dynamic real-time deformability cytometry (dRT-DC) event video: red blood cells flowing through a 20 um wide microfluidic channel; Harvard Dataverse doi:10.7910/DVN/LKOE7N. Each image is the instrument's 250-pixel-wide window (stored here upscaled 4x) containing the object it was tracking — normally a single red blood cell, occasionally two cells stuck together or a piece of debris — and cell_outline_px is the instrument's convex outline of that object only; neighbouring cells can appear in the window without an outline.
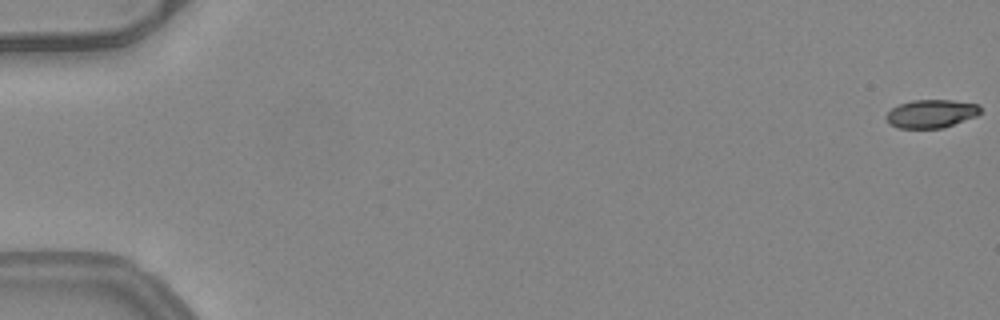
{"species": "common noctule bat (a hibernating species)", "species_latin": "Nyctalus noctula", "temperature_condition": "warm", "stored_images_in_passage": 15, "camera_frame_rate_fps": 3000, "um_per_image_px": 0.085, "animal": {"sex": "female", "body_mass_g": 24.6, "forearm_length_mm": 56.2}, "frame": {"image": 1, "passage_image": 1, "time_ms": 0.0, "image_size_px": [1000, 320], "cell_outline_px": [[980, 112], [976, 116], [944, 128], [900, 128], [892, 124], [884, 116], [892, 108], [900, 104], [912, 100], [952, 100], [980, 104]], "centroid_in_image_um": [79.18, 9.66], "position_along_channel_um": 5.8, "area_um2": 15.43}}
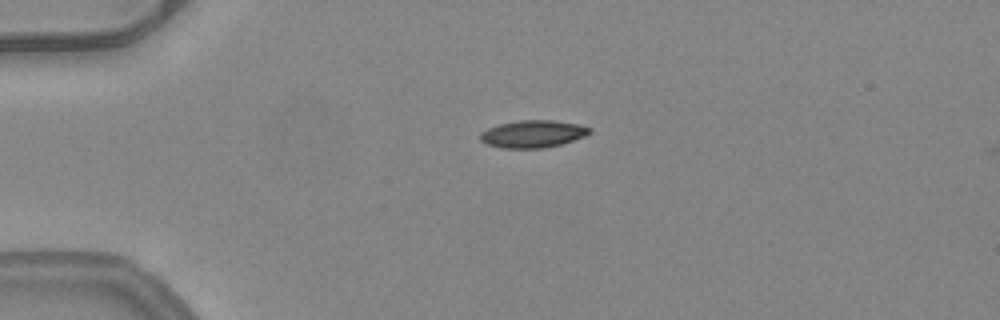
{"frame": {"image": 2, "passage_image": 14, "time_ms": 4.333, "image_size_px": [1000, 320], "cell_outline_px": [[592, 132], [584, 136], [560, 144], [544, 148], [500, 148], [488, 144], [480, 140], [480, 132], [496, 124], [516, 120], [556, 120], [580, 124], [592, 128]], "centroid_in_image_um": [45.29, 11.36], "position_along_channel_um": 39.7, "area_um2": 17.63}}